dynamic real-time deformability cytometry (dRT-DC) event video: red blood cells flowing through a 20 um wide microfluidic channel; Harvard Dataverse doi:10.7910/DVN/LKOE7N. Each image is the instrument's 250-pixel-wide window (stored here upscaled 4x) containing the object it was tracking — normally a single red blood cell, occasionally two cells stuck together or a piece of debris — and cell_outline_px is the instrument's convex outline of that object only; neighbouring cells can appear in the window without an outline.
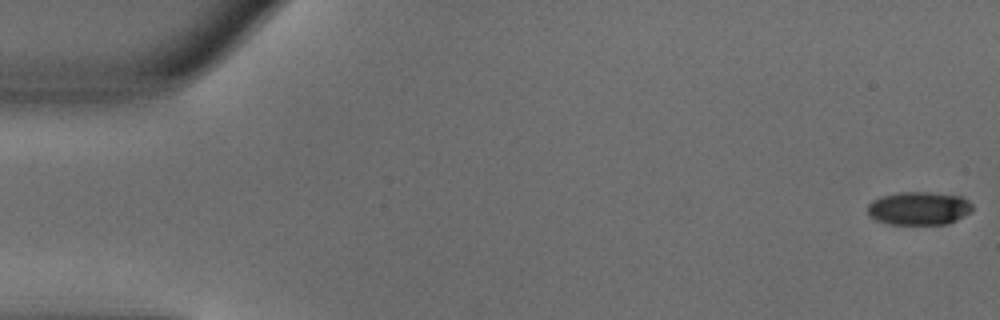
{"species": "common noctule bat (a hibernating species)", "species_latin": "Nyctalus noctula", "temperature_condition": "warm", "stored_images_in_passage": 50, "camera_frame_rate_fps": 3000, "um_per_image_px": 0.085, "animal": {"sex": "male", "body_mass_g": 18.8}, "frame": {"image": 1, "passage_image": 1, "time_ms": 0.0, "image_size_px": [1000, 320], "cell_outline_px": [[972, 212], [948, 224], [888, 224], [876, 220], [868, 216], [868, 204], [872, 200], [880, 196], [896, 192], [928, 192], [960, 196], [968, 200], [972, 204]], "centroid_in_image_um": [78.09, 17.7], "position_along_channel_um": 6.9, "area_um2": 20.52}}
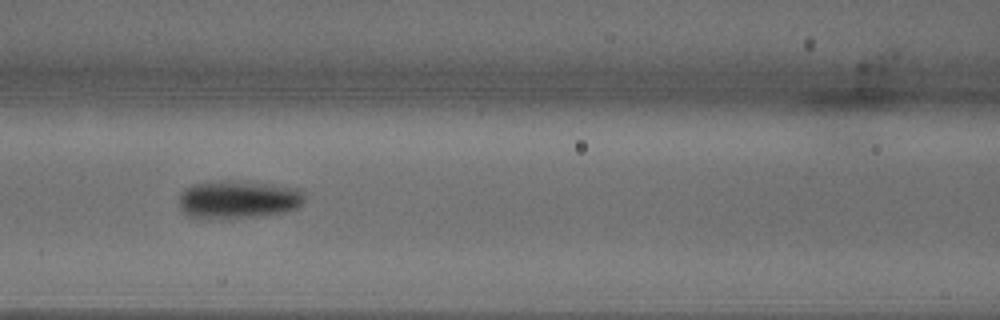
{"frame": {"image": 2, "passage_image": 22, "time_ms": 7.0, "image_size_px": [1000, 320], "cell_outline_px": [[304, 200], [296, 208], [284, 212], [256, 216], [224, 220], [192, 220], [180, 212], [180, 192], [184, 188], [192, 184], [224, 180], [272, 184], [296, 188], [304, 192]], "centroid_in_image_um": [20.13, 17.0], "position_along_channel_um": 146.5, "area_um2": 28.61}}
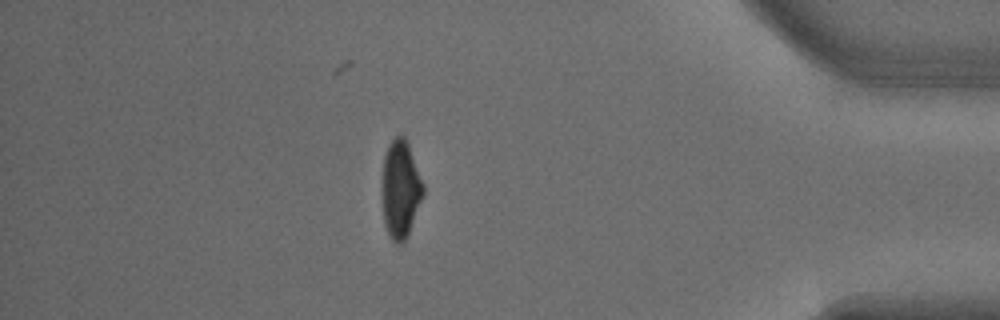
{"frame": {"image": 3, "passage_image": 44, "time_ms": 14.333, "image_size_px": [1000, 320], "cell_outline_px": [[424, 196], [408, 232], [404, 240], [400, 244], [396, 244], [392, 240], [384, 224], [380, 188], [384, 156], [388, 144], [396, 136], [404, 136], [408, 144], [424, 184]], "centroid_in_image_um": [34.01, 16.07], "position_along_channel_um": 401.2, "area_um2": 23.7}, "authors_computed_cell_mechanics": {"area_um2": 23.9581, "velocity_mm_per_s": 4.0247, "shape_relaxation_time_tau1_ms": 2.5611, "shape_relaxation_time_tau2_ms": 1.8374, "deformation_change_tau1": 0.1481, "deformation_change_tau2": 0.059}}